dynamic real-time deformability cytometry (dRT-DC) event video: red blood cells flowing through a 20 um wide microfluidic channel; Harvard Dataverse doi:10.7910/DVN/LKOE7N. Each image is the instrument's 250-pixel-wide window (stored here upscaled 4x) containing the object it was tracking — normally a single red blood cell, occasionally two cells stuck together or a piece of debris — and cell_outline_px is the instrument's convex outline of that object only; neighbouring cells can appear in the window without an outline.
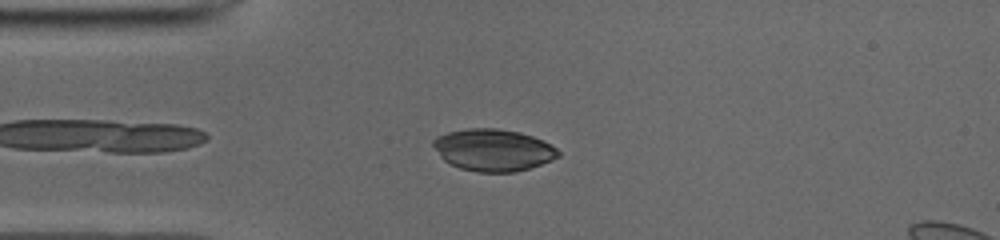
{"species": "common noctule bat (a hibernating species)", "species_latin": "Nyctalus noctula", "temperature_condition": "cold", "stored_images_in_passage": 40, "camera_frame_rate_fps": 3000, "um_per_image_px": 0.085, "animal": {"sex": "male", "body_mass_g": 19.0, "forearm_length_mm": 50.8}, "frame": {"image": 1, "passage_image": 5, "time_ms": 1.333, "image_size_px": [1000, 240], "cell_outline_px": [[560, 156], [552, 160], [516, 172], [476, 172], [460, 168], [444, 160], [440, 156], [432, 144], [432, 140], [436, 136], [448, 132], [468, 128], [496, 128], [520, 132], [544, 140], [552, 144], [560, 152]], "centroid_in_image_um": [41.93, 12.74], "position_along_channel_um": 43.1, "area_um2": 30.69}}
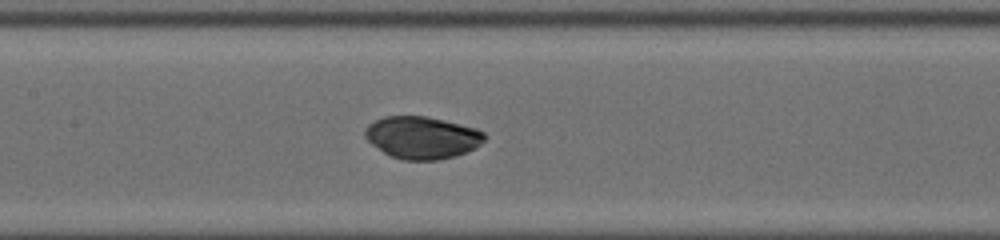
{"frame": {"image": 2, "passage_image": 16, "time_ms": 5.0, "image_size_px": [1000, 240], "cell_outline_px": [[484, 140], [476, 148], [456, 156], [436, 160], [404, 160], [392, 156], [384, 152], [372, 144], [364, 136], [364, 132], [368, 124], [384, 116], [424, 116], [444, 120], [476, 128], [484, 132]], "centroid_in_image_um": [35.88, 11.69], "position_along_channel_um": 171.5, "area_um2": 29.3}}
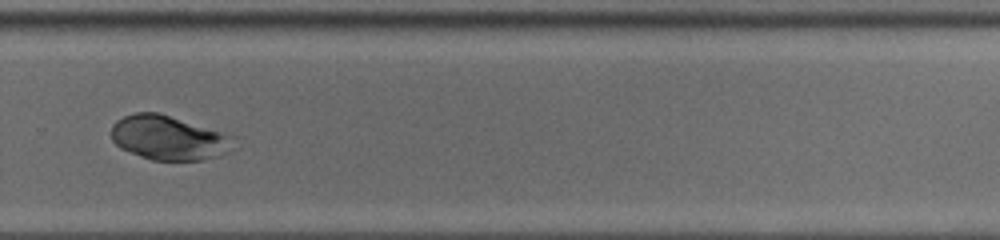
{"frame": {"image": 3, "passage_image": 27, "time_ms": 8.667, "image_size_px": [1000, 240], "cell_outline_px": [[240, 148], [204, 160], [152, 160], [140, 156], [120, 148], [112, 140], [112, 124], [116, 120], [124, 116], [136, 112], [156, 112], [236, 136]], "centroid_in_image_um": [14.42, 11.73], "position_along_channel_um": 315.4, "area_um2": 31.96}}